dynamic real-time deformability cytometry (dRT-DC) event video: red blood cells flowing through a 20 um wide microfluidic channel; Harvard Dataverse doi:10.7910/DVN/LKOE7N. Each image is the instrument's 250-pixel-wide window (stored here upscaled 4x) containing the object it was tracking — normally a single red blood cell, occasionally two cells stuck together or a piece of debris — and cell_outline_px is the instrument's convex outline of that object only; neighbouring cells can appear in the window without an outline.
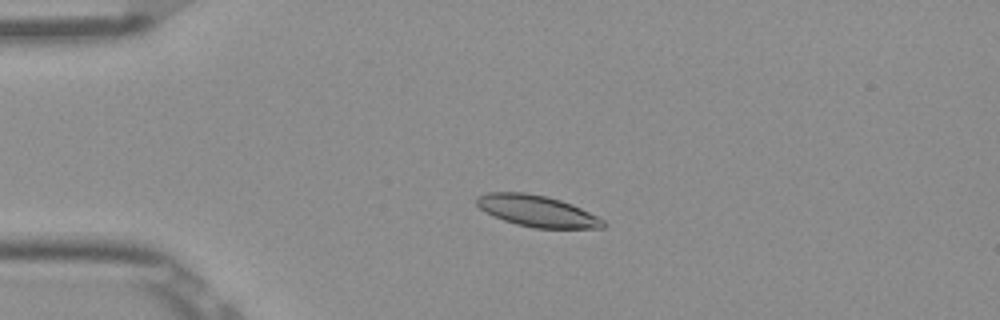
{"species": "Egyptian fruit bat (a non-hibernating species)", "species_latin": "Rousettus aegyptiacus", "temperature_condition": "room temperature", "stored_images_in_passage": 41, "camera_frame_rate_fps": 3000, "um_per_image_px": 0.085, "frame": {"image": 1, "passage_image": 13, "time_ms": 4.0, "image_size_px": [1000, 320], "cell_outline_px": [[608, 224], [604, 228], [532, 228], [516, 224], [504, 220], [480, 208], [476, 204], [476, 196], [488, 192], [524, 192], [548, 196], [572, 204], [604, 220]], "centroid_in_image_um": [45.66, 17.93], "position_along_channel_um": 39.3, "area_um2": 23.06}}
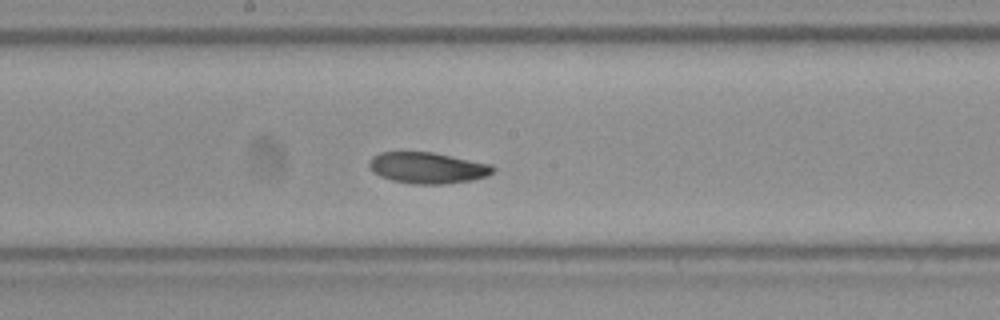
{"frame": {"image": 2, "passage_image": 29, "time_ms": 9.333, "image_size_px": [1000, 320], "cell_outline_px": [[496, 168], [488, 176], [472, 180], [444, 184], [412, 184], [392, 180], [380, 176], [372, 172], [368, 164], [368, 160], [372, 156], [380, 152], [432, 152], [492, 164]], "centroid_in_image_um": [36.33, 14.27], "position_along_channel_um": 211.9, "area_um2": 22.66}}
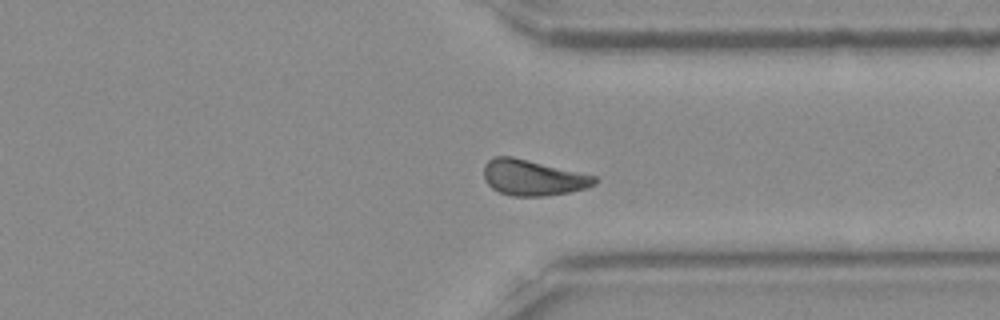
{"frame": {"image": 3, "passage_image": 41, "time_ms": 13.333, "image_size_px": [1000, 320], "cell_outline_px": [[600, 180], [596, 184], [588, 188], [568, 192], [544, 196], [512, 196], [500, 192], [492, 188], [484, 180], [484, 164], [488, 160], [496, 156], [512, 156], [596, 176]], "centroid_in_image_um": [45.31, 15.1], "position_along_channel_um": 366.1, "area_um2": 23.12}, "authors_computed_cell_mechanics": {"area_um2": 23.0044, "velocity_mm_per_s": 3.8527, "shape_relaxation_time_tau1_ms": null, "shape_relaxation_time_tau2_ms": 5.4873, "deformation_change_tau1": null, "deformation_change_tau2": 0.0995}}